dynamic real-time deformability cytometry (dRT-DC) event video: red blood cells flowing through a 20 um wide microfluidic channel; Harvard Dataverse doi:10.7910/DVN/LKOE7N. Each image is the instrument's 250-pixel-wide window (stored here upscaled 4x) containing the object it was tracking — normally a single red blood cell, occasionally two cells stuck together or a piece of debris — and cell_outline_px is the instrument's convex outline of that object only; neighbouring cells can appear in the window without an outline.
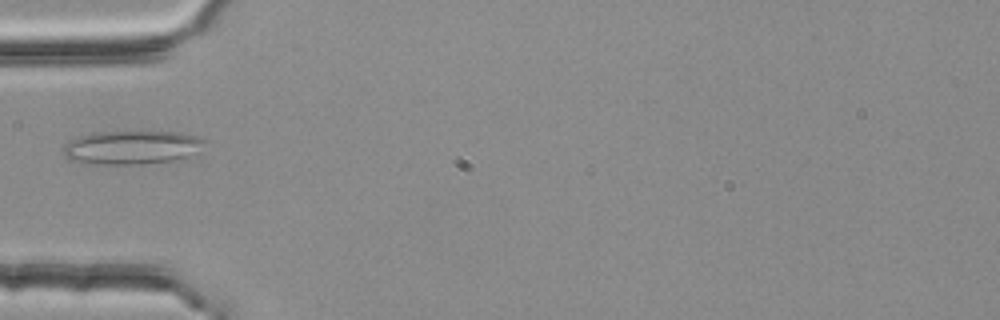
{"species": "common noctule bat (a hibernating species)", "species_latin": "Nyctalus noctula", "temperature_condition": "room temperature", "stored_images_in_passage": 1, "camera_frame_rate_fps": 3000, "um_per_image_px": 0.085, "animal": {"sex": "female", "body_mass_g": 25.1}, "frame": {"image": 1, "passage_image": 1, "time_ms": 0.0, "image_size_px": [1000, 320], "cell_outline_px": [[204, 140], [188, 156], [172, 160], [144, 164], [88, 164], [68, 160], [64, 156], [64, 148], [72, 140], [80, 136], [96, 132], [180, 132], [196, 136]], "centroid_in_image_um": [11.11, 12.54], "position_along_channel_um": 73.9, "area_um2": 27.11}}